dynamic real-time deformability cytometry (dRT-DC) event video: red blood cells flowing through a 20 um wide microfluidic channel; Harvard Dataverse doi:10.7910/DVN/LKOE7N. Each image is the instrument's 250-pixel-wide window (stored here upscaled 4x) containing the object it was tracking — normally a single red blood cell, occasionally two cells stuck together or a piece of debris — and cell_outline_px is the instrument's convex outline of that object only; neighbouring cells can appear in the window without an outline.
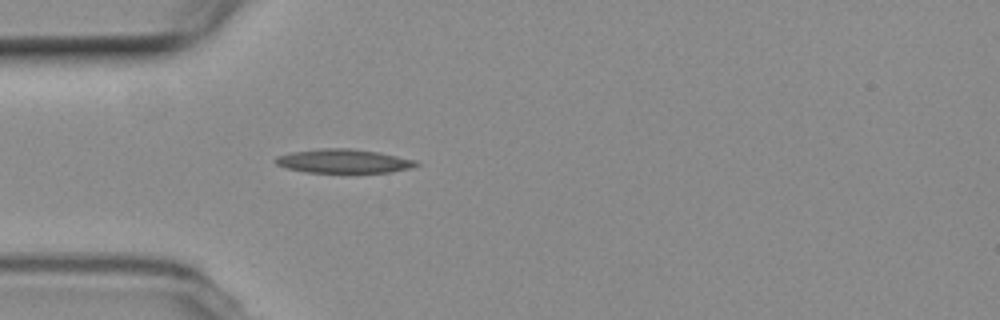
{"species": "common noctule bat (a hibernating species)", "species_latin": "Nyctalus noctula", "temperature_condition": "room temperature", "stored_images_in_passage": 1, "camera_frame_rate_fps": 3000, "um_per_image_px": 0.085, "animal": {"sex": "female", "body_mass_g": 19.3, "forearm_length_mm": 54.1}, "frame": {"image": 1, "passage_image": 1, "time_ms": 0.0, "image_size_px": [1000, 320], "cell_outline_px": [[420, 164], [412, 168], [392, 172], [344, 176], [304, 172], [288, 168], [276, 164], [272, 160], [276, 156], [292, 152], [320, 148], [352, 148], [376, 152], [416, 160]], "centroid_in_image_um": [29.2, 13.75], "position_along_channel_um": 55.8, "area_um2": 20.81}}